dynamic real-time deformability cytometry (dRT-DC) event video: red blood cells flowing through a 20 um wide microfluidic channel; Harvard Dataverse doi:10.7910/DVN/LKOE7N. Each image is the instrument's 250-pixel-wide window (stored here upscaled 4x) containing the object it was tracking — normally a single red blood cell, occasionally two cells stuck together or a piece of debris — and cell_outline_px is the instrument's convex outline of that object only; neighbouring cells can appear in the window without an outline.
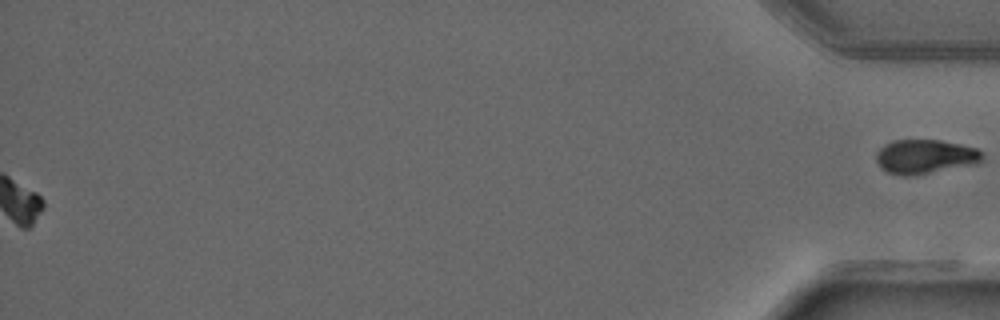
{"species": "common noctule bat (a hibernating species)", "species_latin": "Nyctalus noctula", "temperature_condition": "warm", "stored_images_in_passage": 49, "segment_of_instrument_passage": [2, 2], "camera_frame_rate_fps": 3000, "um_per_image_px": 0.085, "animal": {"sex": "male", "forearm_length_mm": 52.5}, "frame": {"image": 1, "passage_image": 49, "time_ms": 16.0, "image_size_px": [1000, 320], "cell_outline_px": [[984, 160], [980, 164], [912, 176], [900, 176], [888, 172], [880, 168], [876, 160], [876, 152], [884, 144], [892, 140], [940, 140], [960, 144], [976, 148], [984, 152]], "centroid_in_image_um": [78.68, 13.32], "position_along_channel_um": 356.5, "area_um2": 21.73}}